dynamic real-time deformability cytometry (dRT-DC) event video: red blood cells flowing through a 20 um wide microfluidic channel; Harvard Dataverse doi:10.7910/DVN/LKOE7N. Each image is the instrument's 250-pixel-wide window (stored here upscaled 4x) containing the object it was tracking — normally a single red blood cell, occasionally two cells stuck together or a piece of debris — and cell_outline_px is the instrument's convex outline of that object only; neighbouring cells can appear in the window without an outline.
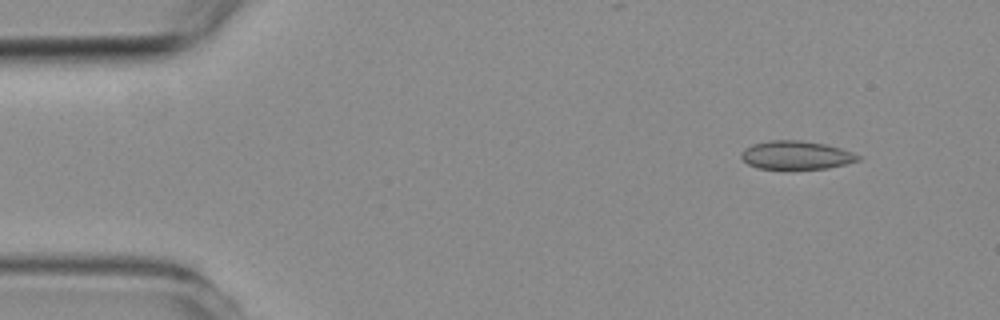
{"species": "common noctule bat (a hibernating species)", "species_latin": "Nyctalus noctula", "temperature_condition": "room temperature", "stored_images_in_passage": 3, "camera_frame_rate_fps": 3000, "um_per_image_px": 0.085, "animal": {"sex": "female", "body_mass_g": 19.3, "forearm_length_mm": 54.1}, "frame": {"image": 1, "passage_image": 1, "time_ms": 0.0, "image_size_px": [1000, 320], "cell_outline_px": [[860, 160], [828, 168], [756, 168], [748, 164], [740, 156], [740, 152], [744, 148], [752, 144], [772, 140], [800, 140], [824, 144], [840, 148], [852, 152], [860, 156]], "centroid_in_image_um": [67.64, 13.17], "position_along_channel_um": 17.4, "area_um2": 19.13}}